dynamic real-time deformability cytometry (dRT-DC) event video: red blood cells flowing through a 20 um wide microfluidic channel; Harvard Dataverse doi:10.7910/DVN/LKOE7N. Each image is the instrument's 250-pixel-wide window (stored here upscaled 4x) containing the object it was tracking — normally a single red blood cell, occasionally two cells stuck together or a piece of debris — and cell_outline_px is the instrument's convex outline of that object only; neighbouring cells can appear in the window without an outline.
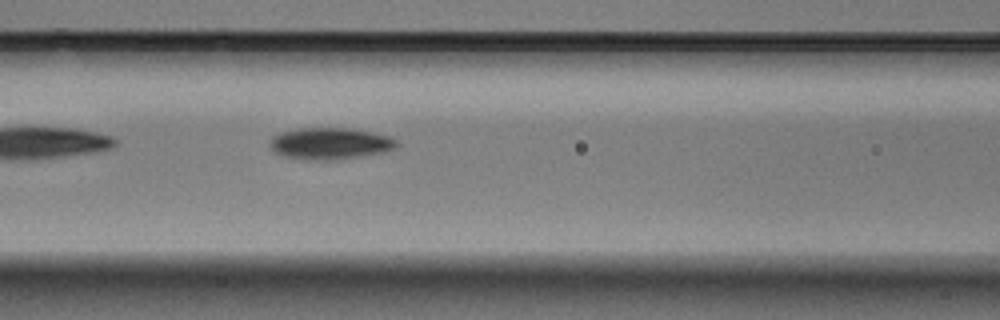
{"species": "Egyptian fruit bat (a non-hibernating species)", "species_latin": "Rousettus aegyptiacus", "temperature_condition": "warm", "stored_images_in_passage": 4, "camera_frame_rate_fps": 3000, "um_per_image_px": 0.085, "animal": {"sex": "male"}, "frame": {"image": 1, "passage_image": 4, "time_ms": 1.0, "image_size_px": [1000, 320], "cell_outline_px": [[400, 144], [384, 152], [336, 160], [308, 160], [284, 156], [276, 152], [272, 148], [272, 136], [284, 132], [300, 128], [348, 128], [372, 132], [388, 136], [396, 140]], "centroid_in_image_um": [28.09, 12.2], "position_along_channel_um": 138.5, "area_um2": 23.06}}